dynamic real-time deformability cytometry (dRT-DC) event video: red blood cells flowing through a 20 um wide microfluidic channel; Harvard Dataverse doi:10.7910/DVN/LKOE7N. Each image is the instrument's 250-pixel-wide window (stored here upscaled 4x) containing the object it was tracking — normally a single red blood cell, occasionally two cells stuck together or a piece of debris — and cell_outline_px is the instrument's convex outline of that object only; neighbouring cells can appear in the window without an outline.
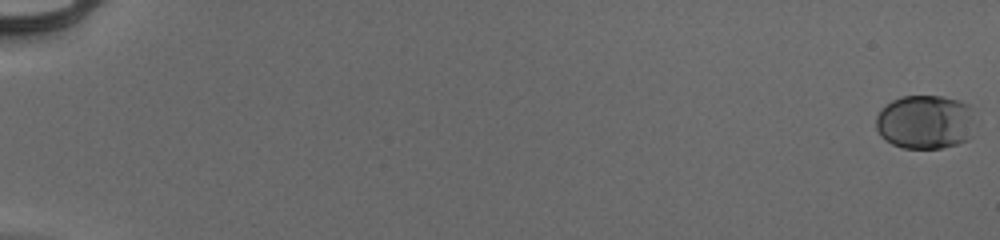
{"species": "human", "species_latin": "Homo sapiens", "temperature_condition": "cold", "stored_images_in_passage": 56, "camera_frame_rate_fps": 3000, "um_per_image_px": 0.085, "donor": {"sex": "male"}, "frame": {"image": 1, "passage_image": 1, "time_ms": 0.0, "image_size_px": [1000, 240], "cell_outline_px": [[972, 136], [968, 140], [956, 144], [940, 148], [904, 148], [892, 144], [880, 136], [876, 128], [876, 116], [892, 100], [900, 96], [944, 96], [960, 100], [968, 104]], "centroid_in_image_um": [78.6, 10.37], "position_along_channel_um": 6.4, "area_um2": 30.92}}
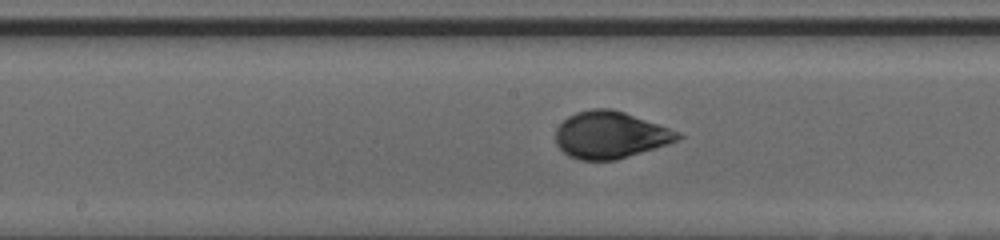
{"frame": {"image": 2, "passage_image": 32, "time_ms": 10.333, "image_size_px": [1000, 240], "cell_outline_px": [[684, 136], [668, 144], [616, 160], [580, 160], [568, 156], [556, 144], [556, 128], [568, 116], [576, 112], [592, 108], [612, 108], [624, 112], [680, 132]], "centroid_in_image_um": [51.85, 11.47], "position_along_channel_um": 196.3, "area_um2": 33.35}}
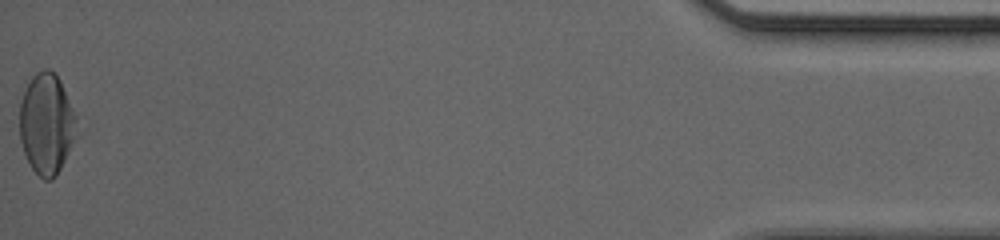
{"frame": {"image": 3, "passage_image": 56, "time_ms": 18.333, "image_size_px": [1000, 240], "cell_outline_px": [[84, 132], [56, 176], [52, 180], [44, 180], [32, 168], [24, 152], [20, 140], [20, 104], [24, 92], [32, 76], [36, 72], [44, 68], [48, 68], [60, 80]], "centroid_in_image_um": [4.06, 10.58], "position_along_channel_um": 431.1, "area_um2": 34.62}, "authors_computed_cell_mechanics": {"area_um2": 32.2813, "velocity_mm_per_s": 3.9762, "shape_relaxation_time_tau1_ms": 4.8139, "shape_relaxation_time_tau2_ms": null, "deformation_change_tau1": 0.1702, "deformation_change_tau2": null}}